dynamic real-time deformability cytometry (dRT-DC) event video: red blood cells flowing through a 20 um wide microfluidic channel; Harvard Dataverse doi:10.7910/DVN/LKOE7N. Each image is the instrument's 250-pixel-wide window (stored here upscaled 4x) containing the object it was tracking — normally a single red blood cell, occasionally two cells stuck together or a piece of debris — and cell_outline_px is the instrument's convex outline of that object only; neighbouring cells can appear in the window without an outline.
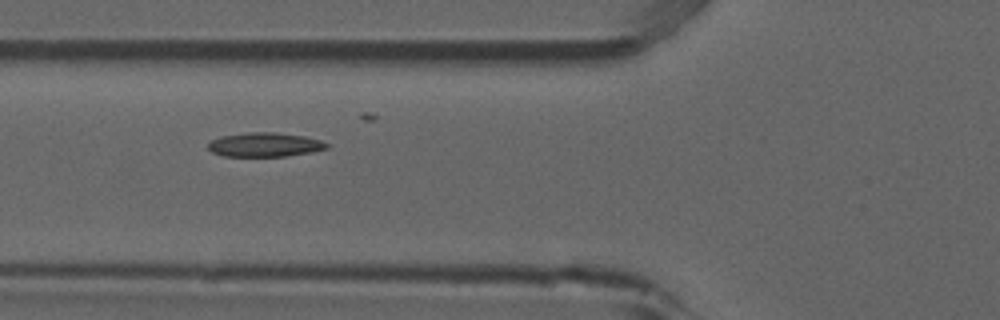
{"species": "common noctule bat (a hibernating species)", "species_latin": "Nyctalus noctula", "temperature_condition": "room temperature", "stored_images_in_passage": 9, "camera_frame_rate_fps": 3000, "um_per_image_px": 0.085, "animal": {"sex": "male", "forearm_length_mm": 52.5}, "frame": {"image": 1, "passage_image": 5, "time_ms": 1.333, "image_size_px": [1000, 320], "cell_outline_px": [[328, 148], [312, 152], [284, 156], [224, 156], [212, 152], [208, 148], [208, 144], [212, 140], [220, 136], [252, 132], [276, 132], [304, 136], [320, 140], [328, 144]], "centroid_in_image_um": [22.5, 12.29], "position_along_channel_um": 103.3, "area_um2": 16.59}}
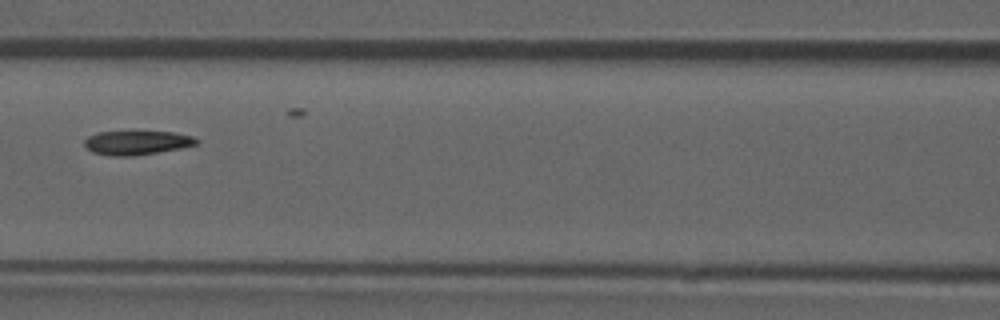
{"frame": {"image": 2, "passage_image": 6, "time_ms": 1.667, "image_size_px": [1000, 320], "cell_outline_px": [[200, 140], [196, 144], [180, 148], [136, 156], [112, 156], [92, 152], [84, 144], [84, 140], [88, 136], [96, 132], [172, 132], [192, 136]], "centroid_in_image_um": [11.61, 12.13], "position_along_channel_um": 155.0, "area_um2": 15.61}}